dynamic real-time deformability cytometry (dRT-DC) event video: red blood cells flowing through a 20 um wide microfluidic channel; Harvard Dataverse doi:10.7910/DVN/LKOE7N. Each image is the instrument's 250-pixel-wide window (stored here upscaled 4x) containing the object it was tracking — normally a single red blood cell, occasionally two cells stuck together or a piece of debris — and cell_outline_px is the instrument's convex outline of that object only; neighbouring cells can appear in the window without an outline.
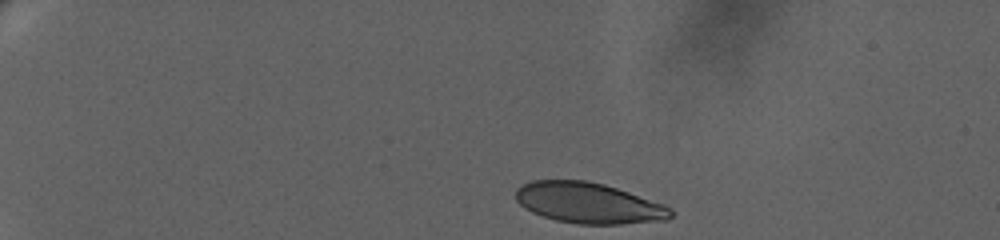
{"species": "human", "species_latin": "Homo sapiens", "temperature_condition": "warm", "stored_images_in_passage": 48, "camera_frame_rate_fps": 3000, "um_per_image_px": 0.085, "donor": {"sex": "female"}, "frame": {"image": 1, "passage_image": 1, "time_ms": 0.0, "image_size_px": [1000, 240], "cell_outline_px": [[676, 212], [668, 220], [620, 224], [576, 224], [556, 220], [532, 212], [524, 208], [516, 200], [516, 188], [532, 180], [588, 180], [604, 184], [664, 204], [672, 208]], "centroid_in_image_um": [50.06, 17.26], "position_along_channel_um": 34.9, "area_um2": 36.93}}
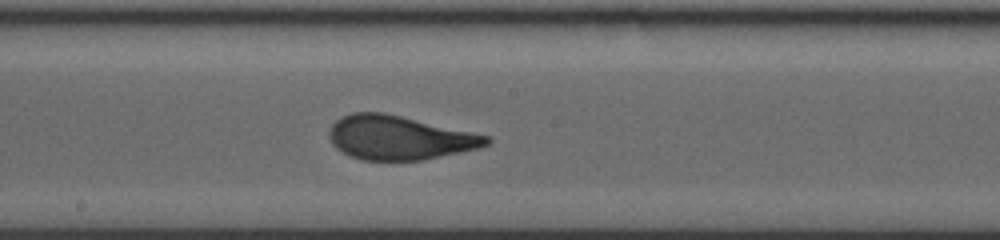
{"frame": {"image": 2, "passage_image": 27, "time_ms": 8.667, "image_size_px": [1000, 240], "cell_outline_px": [[492, 140], [488, 144], [480, 148], [424, 160], [364, 160], [352, 156], [336, 148], [332, 144], [328, 136], [328, 132], [332, 124], [336, 120], [352, 112], [384, 112], [492, 136]], "centroid_in_image_um": [33.97, 11.7], "position_along_channel_um": 214.2, "area_um2": 40.46}}
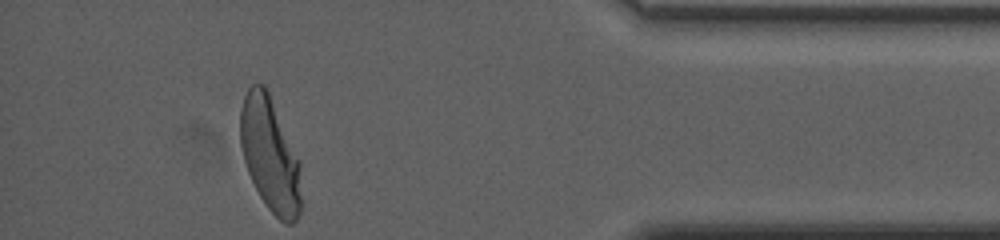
{"frame": {"image": 3, "passage_image": 48, "time_ms": 15.667, "image_size_px": [1000, 240], "cell_outline_px": [[300, 212], [296, 220], [292, 224], [284, 224], [268, 208], [260, 196], [248, 172], [244, 160], [240, 144], [240, 108], [244, 96], [248, 88], [252, 84], [264, 84], [268, 88], [300, 160]], "centroid_in_image_um": [22.95, 13.1], "position_along_channel_um": 412.2, "area_um2": 40.86}, "authors_computed_cell_mechanics": {"area_um2": 39.6797, "velocity_mm_per_s": 3.2685, "shape_relaxation_time_tau1_ms": 4.9556, "shape_relaxation_time_tau2_ms": null, "deformation_change_tau1": 0.2082, "deformation_change_tau2": null}}